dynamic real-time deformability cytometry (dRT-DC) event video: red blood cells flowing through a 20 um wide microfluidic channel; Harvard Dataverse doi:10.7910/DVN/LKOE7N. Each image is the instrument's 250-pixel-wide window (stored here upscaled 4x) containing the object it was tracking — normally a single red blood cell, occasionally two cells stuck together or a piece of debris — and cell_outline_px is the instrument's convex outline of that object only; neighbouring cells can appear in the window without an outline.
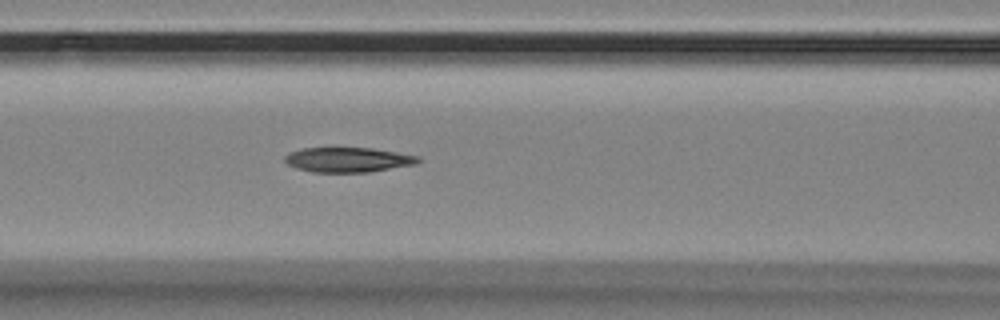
{"species": "Egyptian fruit bat (a non-hibernating species)", "species_latin": "Rousettus aegyptiacus", "temperature_condition": "room temperature", "stored_images_in_passage": 50, "camera_frame_rate_fps": 3000, "um_per_image_px": 0.085, "animal": {"sex": "female"}, "frame": {"image": 1, "passage_image": 24, "time_ms": 7.667, "image_size_px": [1000, 320], "cell_outline_px": [[420, 160], [416, 164], [368, 172], [312, 172], [296, 168], [288, 164], [284, 160], [284, 156], [292, 152], [304, 148], [372, 148], [396, 152], [416, 156]], "centroid_in_image_um": [29.56, 13.58], "position_along_channel_um": 137.0, "area_um2": 19.02}}
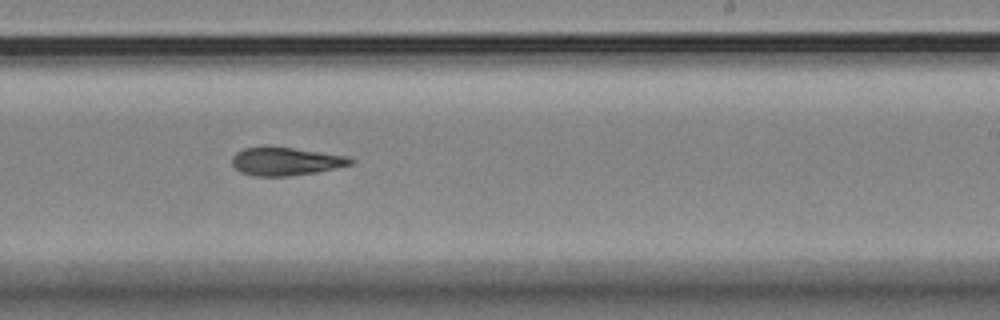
{"frame": {"image": 2, "passage_image": 35, "time_ms": 11.333, "image_size_px": [1000, 320], "cell_outline_px": [[356, 160], [352, 164], [316, 172], [288, 176], [252, 176], [240, 172], [232, 164], [232, 156], [236, 152], [244, 148], [264, 144], [268, 144], [348, 156]], "centroid_in_image_um": [24.24, 13.68], "position_along_channel_um": 264.8, "area_um2": 19.94}}
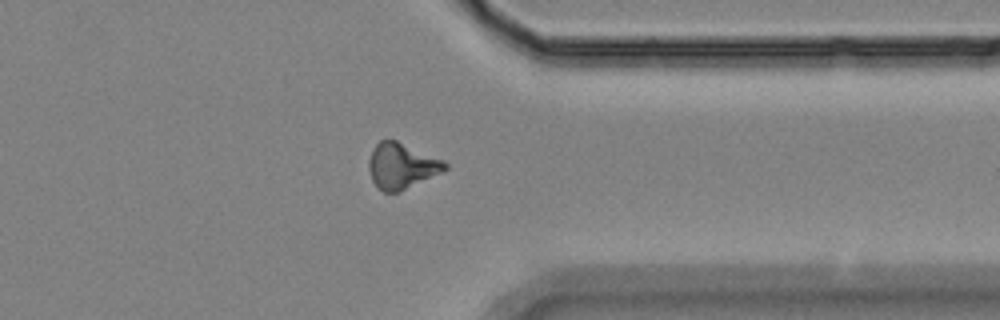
{"frame": {"image": 3, "passage_image": 45, "time_ms": 14.667, "image_size_px": [1000, 320], "cell_outline_px": [[448, 168], [444, 172], [396, 192], [384, 192], [372, 180], [368, 168], [368, 160], [376, 144], [380, 140], [396, 140], [444, 160], [448, 164]], "centroid_in_image_um": [34.16, 14.09], "position_along_channel_um": 377.2, "area_um2": 20.06}}